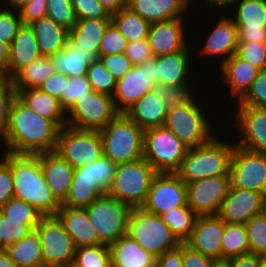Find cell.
<instances>
[{
  "label": "cell",
  "mask_w": 266,
  "mask_h": 267,
  "mask_svg": "<svg viewBox=\"0 0 266 267\" xmlns=\"http://www.w3.org/2000/svg\"><path fill=\"white\" fill-rule=\"evenodd\" d=\"M42 56L49 57L63 50L69 40V30L45 16L30 24Z\"/></svg>",
  "instance_id": "obj_32"
},
{
  "label": "cell",
  "mask_w": 266,
  "mask_h": 267,
  "mask_svg": "<svg viewBox=\"0 0 266 267\" xmlns=\"http://www.w3.org/2000/svg\"><path fill=\"white\" fill-rule=\"evenodd\" d=\"M224 221L218 215L198 216L190 238L185 242L192 249L214 260H221Z\"/></svg>",
  "instance_id": "obj_20"
},
{
  "label": "cell",
  "mask_w": 266,
  "mask_h": 267,
  "mask_svg": "<svg viewBox=\"0 0 266 267\" xmlns=\"http://www.w3.org/2000/svg\"><path fill=\"white\" fill-rule=\"evenodd\" d=\"M218 135L198 147L188 148L177 174L187 184L217 175H229L231 158L235 146L233 141Z\"/></svg>",
  "instance_id": "obj_3"
},
{
  "label": "cell",
  "mask_w": 266,
  "mask_h": 267,
  "mask_svg": "<svg viewBox=\"0 0 266 267\" xmlns=\"http://www.w3.org/2000/svg\"><path fill=\"white\" fill-rule=\"evenodd\" d=\"M111 22L128 42L148 38L150 23L128 7L111 14Z\"/></svg>",
  "instance_id": "obj_38"
},
{
  "label": "cell",
  "mask_w": 266,
  "mask_h": 267,
  "mask_svg": "<svg viewBox=\"0 0 266 267\" xmlns=\"http://www.w3.org/2000/svg\"><path fill=\"white\" fill-rule=\"evenodd\" d=\"M0 213L8 220L14 221H40L44 217L30 203L15 197L0 207Z\"/></svg>",
  "instance_id": "obj_47"
},
{
  "label": "cell",
  "mask_w": 266,
  "mask_h": 267,
  "mask_svg": "<svg viewBox=\"0 0 266 267\" xmlns=\"http://www.w3.org/2000/svg\"><path fill=\"white\" fill-rule=\"evenodd\" d=\"M185 18L151 23L148 31V40L154 56L176 53L182 50H190L186 31Z\"/></svg>",
  "instance_id": "obj_18"
},
{
  "label": "cell",
  "mask_w": 266,
  "mask_h": 267,
  "mask_svg": "<svg viewBox=\"0 0 266 267\" xmlns=\"http://www.w3.org/2000/svg\"><path fill=\"white\" fill-rule=\"evenodd\" d=\"M104 192L87 175L77 168L74 170L68 195L62 202L63 207L85 208Z\"/></svg>",
  "instance_id": "obj_36"
},
{
  "label": "cell",
  "mask_w": 266,
  "mask_h": 267,
  "mask_svg": "<svg viewBox=\"0 0 266 267\" xmlns=\"http://www.w3.org/2000/svg\"><path fill=\"white\" fill-rule=\"evenodd\" d=\"M127 45L128 40L111 22L101 39L98 57L124 53Z\"/></svg>",
  "instance_id": "obj_53"
},
{
  "label": "cell",
  "mask_w": 266,
  "mask_h": 267,
  "mask_svg": "<svg viewBox=\"0 0 266 267\" xmlns=\"http://www.w3.org/2000/svg\"><path fill=\"white\" fill-rule=\"evenodd\" d=\"M168 106L157 88L145 94L124 113L141 129L161 127L166 120Z\"/></svg>",
  "instance_id": "obj_25"
},
{
  "label": "cell",
  "mask_w": 266,
  "mask_h": 267,
  "mask_svg": "<svg viewBox=\"0 0 266 267\" xmlns=\"http://www.w3.org/2000/svg\"><path fill=\"white\" fill-rule=\"evenodd\" d=\"M59 131L60 128L52 120L34 112L16 97L1 140L3 150L0 151L14 154L55 151Z\"/></svg>",
  "instance_id": "obj_1"
},
{
  "label": "cell",
  "mask_w": 266,
  "mask_h": 267,
  "mask_svg": "<svg viewBox=\"0 0 266 267\" xmlns=\"http://www.w3.org/2000/svg\"><path fill=\"white\" fill-rule=\"evenodd\" d=\"M49 57L55 72L64 73L68 77L87 75L89 64L98 59L92 51L78 50L69 43L63 50Z\"/></svg>",
  "instance_id": "obj_34"
},
{
  "label": "cell",
  "mask_w": 266,
  "mask_h": 267,
  "mask_svg": "<svg viewBox=\"0 0 266 267\" xmlns=\"http://www.w3.org/2000/svg\"><path fill=\"white\" fill-rule=\"evenodd\" d=\"M40 165L49 188L62 203L71 187L75 168L56 151L40 153Z\"/></svg>",
  "instance_id": "obj_24"
},
{
  "label": "cell",
  "mask_w": 266,
  "mask_h": 267,
  "mask_svg": "<svg viewBox=\"0 0 266 267\" xmlns=\"http://www.w3.org/2000/svg\"><path fill=\"white\" fill-rule=\"evenodd\" d=\"M191 3L195 5L192 0H128L127 7L151 24L187 17Z\"/></svg>",
  "instance_id": "obj_23"
},
{
  "label": "cell",
  "mask_w": 266,
  "mask_h": 267,
  "mask_svg": "<svg viewBox=\"0 0 266 267\" xmlns=\"http://www.w3.org/2000/svg\"><path fill=\"white\" fill-rule=\"evenodd\" d=\"M223 15L224 13L219 17V21H215L217 23H214L212 30H205L206 33L209 32L207 39L203 42V48L198 50L200 58L202 55L208 58L214 56V59L217 57L218 60L221 58L219 65L236 53L238 44V30L235 23L230 15Z\"/></svg>",
  "instance_id": "obj_21"
},
{
  "label": "cell",
  "mask_w": 266,
  "mask_h": 267,
  "mask_svg": "<svg viewBox=\"0 0 266 267\" xmlns=\"http://www.w3.org/2000/svg\"><path fill=\"white\" fill-rule=\"evenodd\" d=\"M195 82L184 83L181 85H165L158 84L156 86L159 93L164 97L165 103L170 107L184 106L193 103L197 98L195 96L197 92L195 91L196 86L192 84Z\"/></svg>",
  "instance_id": "obj_44"
},
{
  "label": "cell",
  "mask_w": 266,
  "mask_h": 267,
  "mask_svg": "<svg viewBox=\"0 0 266 267\" xmlns=\"http://www.w3.org/2000/svg\"><path fill=\"white\" fill-rule=\"evenodd\" d=\"M182 261L184 267H212L215 260L182 243Z\"/></svg>",
  "instance_id": "obj_61"
},
{
  "label": "cell",
  "mask_w": 266,
  "mask_h": 267,
  "mask_svg": "<svg viewBox=\"0 0 266 267\" xmlns=\"http://www.w3.org/2000/svg\"><path fill=\"white\" fill-rule=\"evenodd\" d=\"M42 56L30 24H22L9 46L7 76L12 78L21 68Z\"/></svg>",
  "instance_id": "obj_27"
},
{
  "label": "cell",
  "mask_w": 266,
  "mask_h": 267,
  "mask_svg": "<svg viewBox=\"0 0 266 267\" xmlns=\"http://www.w3.org/2000/svg\"><path fill=\"white\" fill-rule=\"evenodd\" d=\"M47 0H30L17 10L23 24H31L47 15Z\"/></svg>",
  "instance_id": "obj_58"
},
{
  "label": "cell",
  "mask_w": 266,
  "mask_h": 267,
  "mask_svg": "<svg viewBox=\"0 0 266 267\" xmlns=\"http://www.w3.org/2000/svg\"><path fill=\"white\" fill-rule=\"evenodd\" d=\"M124 54L131 60L133 65H140L154 57L148 38L128 42Z\"/></svg>",
  "instance_id": "obj_57"
},
{
  "label": "cell",
  "mask_w": 266,
  "mask_h": 267,
  "mask_svg": "<svg viewBox=\"0 0 266 267\" xmlns=\"http://www.w3.org/2000/svg\"><path fill=\"white\" fill-rule=\"evenodd\" d=\"M186 204V183L180 176L177 173H157L142 208L149 213L162 215L167 210Z\"/></svg>",
  "instance_id": "obj_15"
},
{
  "label": "cell",
  "mask_w": 266,
  "mask_h": 267,
  "mask_svg": "<svg viewBox=\"0 0 266 267\" xmlns=\"http://www.w3.org/2000/svg\"><path fill=\"white\" fill-rule=\"evenodd\" d=\"M235 105L266 108V69L258 72L250 89Z\"/></svg>",
  "instance_id": "obj_52"
},
{
  "label": "cell",
  "mask_w": 266,
  "mask_h": 267,
  "mask_svg": "<svg viewBox=\"0 0 266 267\" xmlns=\"http://www.w3.org/2000/svg\"><path fill=\"white\" fill-rule=\"evenodd\" d=\"M16 97L42 117L52 120L60 129L67 126L66 111L60 100L38 88L15 90Z\"/></svg>",
  "instance_id": "obj_31"
},
{
  "label": "cell",
  "mask_w": 266,
  "mask_h": 267,
  "mask_svg": "<svg viewBox=\"0 0 266 267\" xmlns=\"http://www.w3.org/2000/svg\"><path fill=\"white\" fill-rule=\"evenodd\" d=\"M250 253L266 257V217L260 214L245 223Z\"/></svg>",
  "instance_id": "obj_46"
},
{
  "label": "cell",
  "mask_w": 266,
  "mask_h": 267,
  "mask_svg": "<svg viewBox=\"0 0 266 267\" xmlns=\"http://www.w3.org/2000/svg\"><path fill=\"white\" fill-rule=\"evenodd\" d=\"M188 147L164 126L144 130L143 158L157 173H177Z\"/></svg>",
  "instance_id": "obj_9"
},
{
  "label": "cell",
  "mask_w": 266,
  "mask_h": 267,
  "mask_svg": "<svg viewBox=\"0 0 266 267\" xmlns=\"http://www.w3.org/2000/svg\"><path fill=\"white\" fill-rule=\"evenodd\" d=\"M127 235L156 257L181 245L160 215L149 213L142 207L131 208Z\"/></svg>",
  "instance_id": "obj_7"
},
{
  "label": "cell",
  "mask_w": 266,
  "mask_h": 267,
  "mask_svg": "<svg viewBox=\"0 0 266 267\" xmlns=\"http://www.w3.org/2000/svg\"><path fill=\"white\" fill-rule=\"evenodd\" d=\"M6 1V2H5ZM30 0H0V7L17 11L22 6L26 5ZM4 2V3H2ZM5 4V5H4Z\"/></svg>",
  "instance_id": "obj_68"
},
{
  "label": "cell",
  "mask_w": 266,
  "mask_h": 267,
  "mask_svg": "<svg viewBox=\"0 0 266 267\" xmlns=\"http://www.w3.org/2000/svg\"><path fill=\"white\" fill-rule=\"evenodd\" d=\"M264 198L259 192L230 186L218 216L225 223L245 224L252 217L262 214Z\"/></svg>",
  "instance_id": "obj_19"
},
{
  "label": "cell",
  "mask_w": 266,
  "mask_h": 267,
  "mask_svg": "<svg viewBox=\"0 0 266 267\" xmlns=\"http://www.w3.org/2000/svg\"><path fill=\"white\" fill-rule=\"evenodd\" d=\"M35 230L41 242L44 267H72L76 247L59 218L45 216Z\"/></svg>",
  "instance_id": "obj_11"
},
{
  "label": "cell",
  "mask_w": 266,
  "mask_h": 267,
  "mask_svg": "<svg viewBox=\"0 0 266 267\" xmlns=\"http://www.w3.org/2000/svg\"><path fill=\"white\" fill-rule=\"evenodd\" d=\"M77 20L111 19V13L99 0H71Z\"/></svg>",
  "instance_id": "obj_54"
},
{
  "label": "cell",
  "mask_w": 266,
  "mask_h": 267,
  "mask_svg": "<svg viewBox=\"0 0 266 267\" xmlns=\"http://www.w3.org/2000/svg\"><path fill=\"white\" fill-rule=\"evenodd\" d=\"M232 114L233 125L237 128L240 137L234 140L236 146L266 153V108L254 106H234ZM234 118V119H233ZM237 140V142H236Z\"/></svg>",
  "instance_id": "obj_16"
},
{
  "label": "cell",
  "mask_w": 266,
  "mask_h": 267,
  "mask_svg": "<svg viewBox=\"0 0 266 267\" xmlns=\"http://www.w3.org/2000/svg\"><path fill=\"white\" fill-rule=\"evenodd\" d=\"M47 15L69 31L75 26L77 19L71 0H47Z\"/></svg>",
  "instance_id": "obj_50"
},
{
  "label": "cell",
  "mask_w": 266,
  "mask_h": 267,
  "mask_svg": "<svg viewBox=\"0 0 266 267\" xmlns=\"http://www.w3.org/2000/svg\"><path fill=\"white\" fill-rule=\"evenodd\" d=\"M68 81L69 77L64 73L54 72V74L48 77L38 89L60 99L62 93H65L66 82Z\"/></svg>",
  "instance_id": "obj_60"
},
{
  "label": "cell",
  "mask_w": 266,
  "mask_h": 267,
  "mask_svg": "<svg viewBox=\"0 0 266 267\" xmlns=\"http://www.w3.org/2000/svg\"><path fill=\"white\" fill-rule=\"evenodd\" d=\"M220 76L229 88L231 100L238 102L250 89L253 80L260 71L250 62L232 55L228 60L220 65Z\"/></svg>",
  "instance_id": "obj_26"
},
{
  "label": "cell",
  "mask_w": 266,
  "mask_h": 267,
  "mask_svg": "<svg viewBox=\"0 0 266 267\" xmlns=\"http://www.w3.org/2000/svg\"><path fill=\"white\" fill-rule=\"evenodd\" d=\"M5 250L18 267H44L41 242L35 229Z\"/></svg>",
  "instance_id": "obj_35"
},
{
  "label": "cell",
  "mask_w": 266,
  "mask_h": 267,
  "mask_svg": "<svg viewBox=\"0 0 266 267\" xmlns=\"http://www.w3.org/2000/svg\"><path fill=\"white\" fill-rule=\"evenodd\" d=\"M260 267H266V257L260 256Z\"/></svg>",
  "instance_id": "obj_71"
},
{
  "label": "cell",
  "mask_w": 266,
  "mask_h": 267,
  "mask_svg": "<svg viewBox=\"0 0 266 267\" xmlns=\"http://www.w3.org/2000/svg\"><path fill=\"white\" fill-rule=\"evenodd\" d=\"M229 175L231 187L253 190L266 197V153L235 145Z\"/></svg>",
  "instance_id": "obj_13"
},
{
  "label": "cell",
  "mask_w": 266,
  "mask_h": 267,
  "mask_svg": "<svg viewBox=\"0 0 266 267\" xmlns=\"http://www.w3.org/2000/svg\"><path fill=\"white\" fill-rule=\"evenodd\" d=\"M262 213L266 217V197L264 198V204H263V211H262Z\"/></svg>",
  "instance_id": "obj_72"
},
{
  "label": "cell",
  "mask_w": 266,
  "mask_h": 267,
  "mask_svg": "<svg viewBox=\"0 0 266 267\" xmlns=\"http://www.w3.org/2000/svg\"><path fill=\"white\" fill-rule=\"evenodd\" d=\"M98 59L117 81L133 67V63L124 53L101 56Z\"/></svg>",
  "instance_id": "obj_56"
},
{
  "label": "cell",
  "mask_w": 266,
  "mask_h": 267,
  "mask_svg": "<svg viewBox=\"0 0 266 267\" xmlns=\"http://www.w3.org/2000/svg\"><path fill=\"white\" fill-rule=\"evenodd\" d=\"M23 22L18 12L0 7V41L9 45L18 33Z\"/></svg>",
  "instance_id": "obj_55"
},
{
  "label": "cell",
  "mask_w": 266,
  "mask_h": 267,
  "mask_svg": "<svg viewBox=\"0 0 266 267\" xmlns=\"http://www.w3.org/2000/svg\"><path fill=\"white\" fill-rule=\"evenodd\" d=\"M54 72L50 57L41 56L21 68L11 79L15 90L39 88Z\"/></svg>",
  "instance_id": "obj_37"
},
{
  "label": "cell",
  "mask_w": 266,
  "mask_h": 267,
  "mask_svg": "<svg viewBox=\"0 0 266 267\" xmlns=\"http://www.w3.org/2000/svg\"><path fill=\"white\" fill-rule=\"evenodd\" d=\"M72 237L75 247L102 244L85 208L61 207L56 215Z\"/></svg>",
  "instance_id": "obj_29"
},
{
  "label": "cell",
  "mask_w": 266,
  "mask_h": 267,
  "mask_svg": "<svg viewBox=\"0 0 266 267\" xmlns=\"http://www.w3.org/2000/svg\"><path fill=\"white\" fill-rule=\"evenodd\" d=\"M221 242V259L229 260L250 253L245 224L224 222Z\"/></svg>",
  "instance_id": "obj_39"
},
{
  "label": "cell",
  "mask_w": 266,
  "mask_h": 267,
  "mask_svg": "<svg viewBox=\"0 0 266 267\" xmlns=\"http://www.w3.org/2000/svg\"><path fill=\"white\" fill-rule=\"evenodd\" d=\"M235 55L259 70L266 69V42H238Z\"/></svg>",
  "instance_id": "obj_51"
},
{
  "label": "cell",
  "mask_w": 266,
  "mask_h": 267,
  "mask_svg": "<svg viewBox=\"0 0 266 267\" xmlns=\"http://www.w3.org/2000/svg\"><path fill=\"white\" fill-rule=\"evenodd\" d=\"M212 267H231L230 260H226V259L215 260L213 262Z\"/></svg>",
  "instance_id": "obj_70"
},
{
  "label": "cell",
  "mask_w": 266,
  "mask_h": 267,
  "mask_svg": "<svg viewBox=\"0 0 266 267\" xmlns=\"http://www.w3.org/2000/svg\"><path fill=\"white\" fill-rule=\"evenodd\" d=\"M191 52L194 51L182 50L157 56L156 76L159 77V84L173 86L192 82L193 73L191 74V72H194V70L189 69L193 65L194 59L191 58Z\"/></svg>",
  "instance_id": "obj_28"
},
{
  "label": "cell",
  "mask_w": 266,
  "mask_h": 267,
  "mask_svg": "<svg viewBox=\"0 0 266 267\" xmlns=\"http://www.w3.org/2000/svg\"><path fill=\"white\" fill-rule=\"evenodd\" d=\"M85 209L102 244L109 246L127 234L131 207L116 197L105 192Z\"/></svg>",
  "instance_id": "obj_8"
},
{
  "label": "cell",
  "mask_w": 266,
  "mask_h": 267,
  "mask_svg": "<svg viewBox=\"0 0 266 267\" xmlns=\"http://www.w3.org/2000/svg\"><path fill=\"white\" fill-rule=\"evenodd\" d=\"M10 165L14 182V197L30 203L44 217L56 216L62 203L49 188L40 165L38 154H14L0 151Z\"/></svg>",
  "instance_id": "obj_2"
},
{
  "label": "cell",
  "mask_w": 266,
  "mask_h": 267,
  "mask_svg": "<svg viewBox=\"0 0 266 267\" xmlns=\"http://www.w3.org/2000/svg\"><path fill=\"white\" fill-rule=\"evenodd\" d=\"M0 267H18L4 249H0Z\"/></svg>",
  "instance_id": "obj_69"
},
{
  "label": "cell",
  "mask_w": 266,
  "mask_h": 267,
  "mask_svg": "<svg viewBox=\"0 0 266 267\" xmlns=\"http://www.w3.org/2000/svg\"><path fill=\"white\" fill-rule=\"evenodd\" d=\"M14 197V182L10 165L0 158V207Z\"/></svg>",
  "instance_id": "obj_59"
},
{
  "label": "cell",
  "mask_w": 266,
  "mask_h": 267,
  "mask_svg": "<svg viewBox=\"0 0 266 267\" xmlns=\"http://www.w3.org/2000/svg\"><path fill=\"white\" fill-rule=\"evenodd\" d=\"M229 260L231 267H260V255L256 254L249 253Z\"/></svg>",
  "instance_id": "obj_63"
},
{
  "label": "cell",
  "mask_w": 266,
  "mask_h": 267,
  "mask_svg": "<svg viewBox=\"0 0 266 267\" xmlns=\"http://www.w3.org/2000/svg\"><path fill=\"white\" fill-rule=\"evenodd\" d=\"M142 70H145L146 76L157 86L159 77L156 76L157 56L147 60L139 65Z\"/></svg>",
  "instance_id": "obj_64"
},
{
  "label": "cell",
  "mask_w": 266,
  "mask_h": 267,
  "mask_svg": "<svg viewBox=\"0 0 266 267\" xmlns=\"http://www.w3.org/2000/svg\"><path fill=\"white\" fill-rule=\"evenodd\" d=\"M9 45L0 41V75L7 76Z\"/></svg>",
  "instance_id": "obj_65"
},
{
  "label": "cell",
  "mask_w": 266,
  "mask_h": 267,
  "mask_svg": "<svg viewBox=\"0 0 266 267\" xmlns=\"http://www.w3.org/2000/svg\"><path fill=\"white\" fill-rule=\"evenodd\" d=\"M92 90V86L86 75L69 77V81L66 82L65 93H62L59 99L61 106L67 112L77 100L81 97L83 98L86 93Z\"/></svg>",
  "instance_id": "obj_48"
},
{
  "label": "cell",
  "mask_w": 266,
  "mask_h": 267,
  "mask_svg": "<svg viewBox=\"0 0 266 267\" xmlns=\"http://www.w3.org/2000/svg\"><path fill=\"white\" fill-rule=\"evenodd\" d=\"M230 9L238 42H266V0H238Z\"/></svg>",
  "instance_id": "obj_17"
},
{
  "label": "cell",
  "mask_w": 266,
  "mask_h": 267,
  "mask_svg": "<svg viewBox=\"0 0 266 267\" xmlns=\"http://www.w3.org/2000/svg\"><path fill=\"white\" fill-rule=\"evenodd\" d=\"M111 267H154L156 256L125 234L109 245Z\"/></svg>",
  "instance_id": "obj_30"
},
{
  "label": "cell",
  "mask_w": 266,
  "mask_h": 267,
  "mask_svg": "<svg viewBox=\"0 0 266 267\" xmlns=\"http://www.w3.org/2000/svg\"><path fill=\"white\" fill-rule=\"evenodd\" d=\"M40 221L8 220L0 213V249H7L32 232Z\"/></svg>",
  "instance_id": "obj_42"
},
{
  "label": "cell",
  "mask_w": 266,
  "mask_h": 267,
  "mask_svg": "<svg viewBox=\"0 0 266 267\" xmlns=\"http://www.w3.org/2000/svg\"><path fill=\"white\" fill-rule=\"evenodd\" d=\"M156 174L154 167L144 158L117 164L107 193L131 208L142 207Z\"/></svg>",
  "instance_id": "obj_6"
},
{
  "label": "cell",
  "mask_w": 266,
  "mask_h": 267,
  "mask_svg": "<svg viewBox=\"0 0 266 267\" xmlns=\"http://www.w3.org/2000/svg\"><path fill=\"white\" fill-rule=\"evenodd\" d=\"M86 76L94 91L113 96L117 80L99 59L89 64Z\"/></svg>",
  "instance_id": "obj_45"
},
{
  "label": "cell",
  "mask_w": 266,
  "mask_h": 267,
  "mask_svg": "<svg viewBox=\"0 0 266 267\" xmlns=\"http://www.w3.org/2000/svg\"><path fill=\"white\" fill-rule=\"evenodd\" d=\"M101 4L112 14L127 7L128 0H99Z\"/></svg>",
  "instance_id": "obj_66"
},
{
  "label": "cell",
  "mask_w": 266,
  "mask_h": 267,
  "mask_svg": "<svg viewBox=\"0 0 266 267\" xmlns=\"http://www.w3.org/2000/svg\"><path fill=\"white\" fill-rule=\"evenodd\" d=\"M72 267H111L109 246L96 244L77 247Z\"/></svg>",
  "instance_id": "obj_41"
},
{
  "label": "cell",
  "mask_w": 266,
  "mask_h": 267,
  "mask_svg": "<svg viewBox=\"0 0 266 267\" xmlns=\"http://www.w3.org/2000/svg\"><path fill=\"white\" fill-rule=\"evenodd\" d=\"M160 216L181 243L190 238L198 217L187 204L171 211L167 210Z\"/></svg>",
  "instance_id": "obj_40"
},
{
  "label": "cell",
  "mask_w": 266,
  "mask_h": 267,
  "mask_svg": "<svg viewBox=\"0 0 266 267\" xmlns=\"http://www.w3.org/2000/svg\"><path fill=\"white\" fill-rule=\"evenodd\" d=\"M111 19H84L77 20L69 31L68 43L78 50L92 51L97 57L100 42Z\"/></svg>",
  "instance_id": "obj_33"
},
{
  "label": "cell",
  "mask_w": 266,
  "mask_h": 267,
  "mask_svg": "<svg viewBox=\"0 0 266 267\" xmlns=\"http://www.w3.org/2000/svg\"><path fill=\"white\" fill-rule=\"evenodd\" d=\"M16 98V91L12 79L6 75H0V139L2 140L8 125L10 109L13 100ZM0 145L2 143L0 142Z\"/></svg>",
  "instance_id": "obj_49"
},
{
  "label": "cell",
  "mask_w": 266,
  "mask_h": 267,
  "mask_svg": "<svg viewBox=\"0 0 266 267\" xmlns=\"http://www.w3.org/2000/svg\"><path fill=\"white\" fill-rule=\"evenodd\" d=\"M104 156L115 164L143 158L144 130L118 113L101 131Z\"/></svg>",
  "instance_id": "obj_4"
},
{
  "label": "cell",
  "mask_w": 266,
  "mask_h": 267,
  "mask_svg": "<svg viewBox=\"0 0 266 267\" xmlns=\"http://www.w3.org/2000/svg\"><path fill=\"white\" fill-rule=\"evenodd\" d=\"M203 4L205 3L206 4V7L207 6H210V7H216V9L218 8H227L225 11H229L230 8L238 1V0H202ZM229 7V8H228ZM229 9V10H228Z\"/></svg>",
  "instance_id": "obj_67"
},
{
  "label": "cell",
  "mask_w": 266,
  "mask_h": 267,
  "mask_svg": "<svg viewBox=\"0 0 266 267\" xmlns=\"http://www.w3.org/2000/svg\"><path fill=\"white\" fill-rule=\"evenodd\" d=\"M55 151L75 169L104 156L100 131L78 130L69 126L60 129Z\"/></svg>",
  "instance_id": "obj_10"
},
{
  "label": "cell",
  "mask_w": 266,
  "mask_h": 267,
  "mask_svg": "<svg viewBox=\"0 0 266 267\" xmlns=\"http://www.w3.org/2000/svg\"><path fill=\"white\" fill-rule=\"evenodd\" d=\"M230 186V175L211 176L187 183V205L198 216L218 215Z\"/></svg>",
  "instance_id": "obj_14"
},
{
  "label": "cell",
  "mask_w": 266,
  "mask_h": 267,
  "mask_svg": "<svg viewBox=\"0 0 266 267\" xmlns=\"http://www.w3.org/2000/svg\"><path fill=\"white\" fill-rule=\"evenodd\" d=\"M155 88L156 85L146 76L145 70H142L139 65H133L116 83L112 96L115 109L119 113H124L130 106Z\"/></svg>",
  "instance_id": "obj_22"
},
{
  "label": "cell",
  "mask_w": 266,
  "mask_h": 267,
  "mask_svg": "<svg viewBox=\"0 0 266 267\" xmlns=\"http://www.w3.org/2000/svg\"><path fill=\"white\" fill-rule=\"evenodd\" d=\"M155 265L157 267H184L182 261V243L179 247L157 256Z\"/></svg>",
  "instance_id": "obj_62"
},
{
  "label": "cell",
  "mask_w": 266,
  "mask_h": 267,
  "mask_svg": "<svg viewBox=\"0 0 266 267\" xmlns=\"http://www.w3.org/2000/svg\"><path fill=\"white\" fill-rule=\"evenodd\" d=\"M117 164L106 156L97 161L85 164L79 168L83 174H87L93 182L105 193L112 184Z\"/></svg>",
  "instance_id": "obj_43"
},
{
  "label": "cell",
  "mask_w": 266,
  "mask_h": 267,
  "mask_svg": "<svg viewBox=\"0 0 266 267\" xmlns=\"http://www.w3.org/2000/svg\"><path fill=\"white\" fill-rule=\"evenodd\" d=\"M198 102L196 99L191 104L168 108L163 125L188 148L203 145L216 136L214 124H211L215 120H209L213 118H208L206 112L209 110H204L209 107H202Z\"/></svg>",
  "instance_id": "obj_5"
},
{
  "label": "cell",
  "mask_w": 266,
  "mask_h": 267,
  "mask_svg": "<svg viewBox=\"0 0 266 267\" xmlns=\"http://www.w3.org/2000/svg\"><path fill=\"white\" fill-rule=\"evenodd\" d=\"M118 113L111 96L92 90L66 112L67 126L101 131Z\"/></svg>",
  "instance_id": "obj_12"
}]
</instances>
